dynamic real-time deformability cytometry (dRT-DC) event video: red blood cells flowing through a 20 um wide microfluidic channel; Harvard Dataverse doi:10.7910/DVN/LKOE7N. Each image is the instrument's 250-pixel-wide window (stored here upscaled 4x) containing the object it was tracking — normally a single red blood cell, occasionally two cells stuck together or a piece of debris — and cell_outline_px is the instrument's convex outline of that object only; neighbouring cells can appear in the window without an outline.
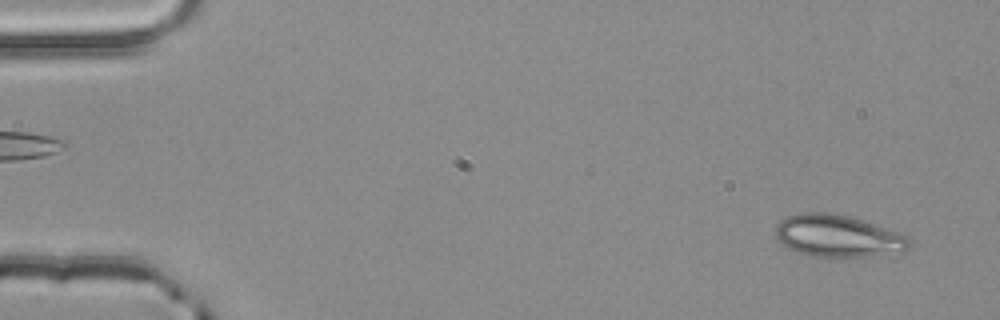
{"species": "common noctule bat (a hibernating species)", "species_latin": "Nyctalus noctula", "temperature_condition": "room temperature", "stored_images_in_passage": 2, "camera_frame_rate_fps": 3000, "um_per_image_px": 0.085, "animal": {"sex": "male", "body_mass_g": 20.4}, "frame": {"image": 1, "passage_image": 2, "time_ms": 0.333, "image_size_px": [1000, 320], "cell_outline_px": [[912, 248], [904, 252], [872, 256], [812, 256], [796, 252], [788, 248], [776, 236], [776, 224], [780, 220], [788, 216], [800, 212], [828, 212], [848, 216], [908, 236], [912, 240]], "centroid_in_image_um": [71.25, 20.06], "position_along_channel_um": 13.8, "area_um2": 32.71}}